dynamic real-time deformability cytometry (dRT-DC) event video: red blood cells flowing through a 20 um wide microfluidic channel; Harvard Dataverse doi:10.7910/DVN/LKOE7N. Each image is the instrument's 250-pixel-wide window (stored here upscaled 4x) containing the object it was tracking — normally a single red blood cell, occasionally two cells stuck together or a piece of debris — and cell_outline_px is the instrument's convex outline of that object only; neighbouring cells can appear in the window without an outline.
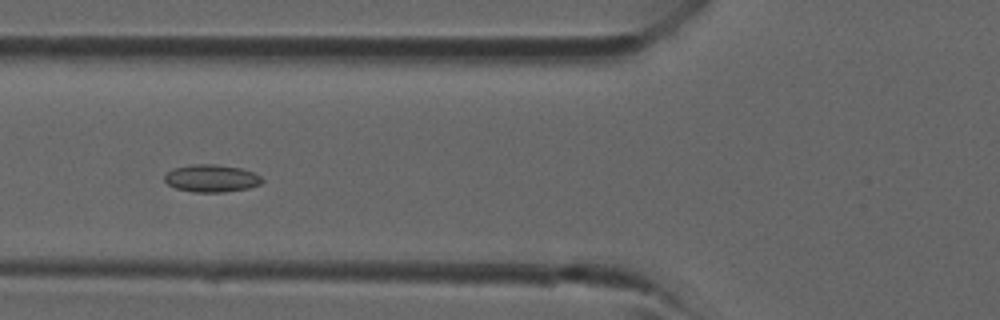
{"species": "common noctule bat (a hibernating species)", "species_latin": "Nyctalus noctula", "temperature_condition": "room temperature", "stored_images_in_passage": 31, "camera_frame_rate_fps": 3000, "um_per_image_px": 0.085, "animal": {"sex": "male", "forearm_length_mm": 52.5}, "frame": {"image": 1, "passage_image": 6, "time_ms": 1.667, "image_size_px": [1000, 320], "cell_outline_px": [[264, 180], [260, 184], [248, 188], [224, 192], [192, 192], [176, 188], [168, 184], [164, 180], [164, 176], [172, 168], [192, 164], [216, 164], [240, 168], [252, 172], [260, 176]], "centroid_in_image_um": [17.95, 15.15], "position_along_channel_um": 107.8, "area_um2": 15.61}}
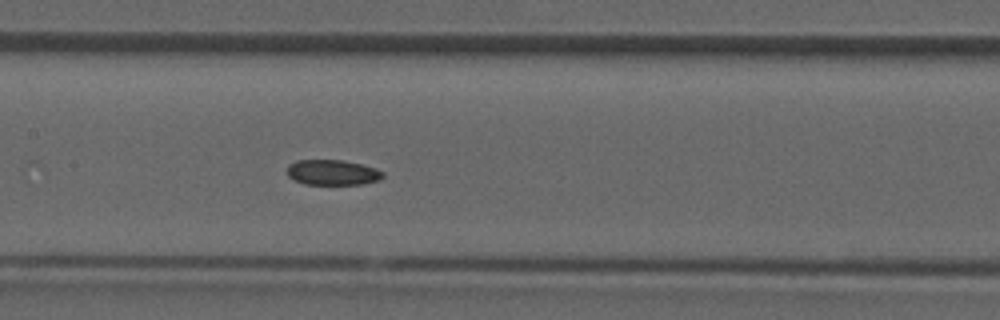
{"frame": {"image": 2, "passage_image": 10, "time_ms": 3.0, "image_size_px": [1000, 320], "cell_outline_px": [[384, 176], [380, 180], [364, 184], [304, 184], [288, 176], [288, 164], [296, 160], [344, 160], [376, 168], [384, 172]], "centroid_in_image_um": [28.29, 14.65], "position_along_channel_um": 179.1, "area_um2": 14.16}}
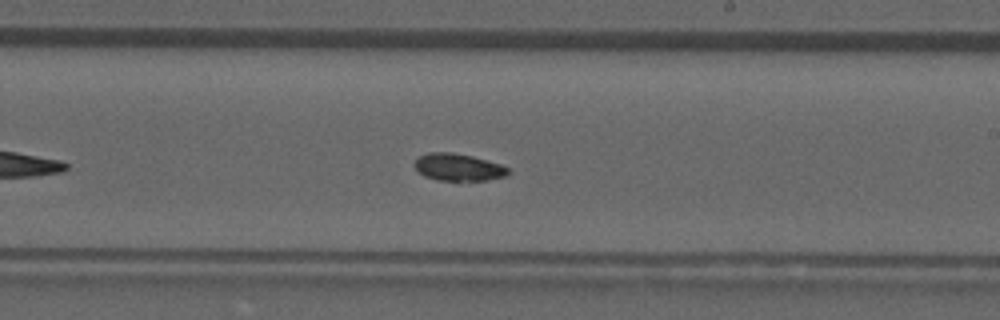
{"frame": {"image": 3, "passage_image": 14, "time_ms": 4.333, "image_size_px": [1000, 320], "cell_outline_px": [[508, 172], [504, 176], [488, 180], [436, 180], [424, 176], [412, 164], [416, 156], [428, 152], [452, 152], [472, 156], [500, 164], [508, 168]], "centroid_in_image_um": [38.87, 14.2], "position_along_channel_um": 250.1, "area_um2": 14.85}}